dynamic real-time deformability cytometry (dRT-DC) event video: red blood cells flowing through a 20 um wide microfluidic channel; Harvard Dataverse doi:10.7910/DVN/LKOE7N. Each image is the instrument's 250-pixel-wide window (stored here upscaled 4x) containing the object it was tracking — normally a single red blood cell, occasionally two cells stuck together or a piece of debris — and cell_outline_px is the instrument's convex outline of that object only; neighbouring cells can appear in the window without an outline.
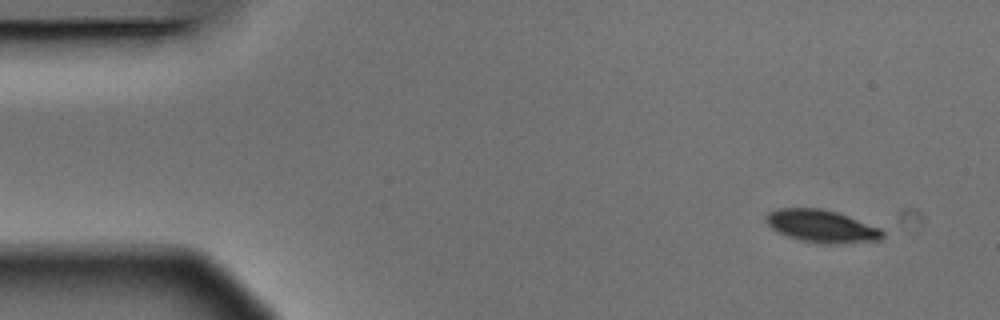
{"species": "Egyptian fruit bat (a non-hibernating species)", "species_latin": "Rousettus aegyptiacus", "temperature_condition": "warm", "stored_images_in_passage": 4, "camera_frame_rate_fps": 3000, "um_per_image_px": 0.085, "animal": {"sex": "male"}, "frame": {"image": 1, "passage_image": 1, "time_ms": 0.0, "image_size_px": [1000, 320], "cell_outline_px": [[884, 236], [880, 240], [840, 244], [816, 244], [800, 240], [788, 236], [772, 228], [764, 220], [764, 216], [768, 212], [776, 208], [820, 208], [836, 212], [848, 216], [880, 228], [884, 232]], "centroid_in_image_um": [69.83, 19.23], "position_along_channel_um": 15.2, "area_um2": 22.25}}
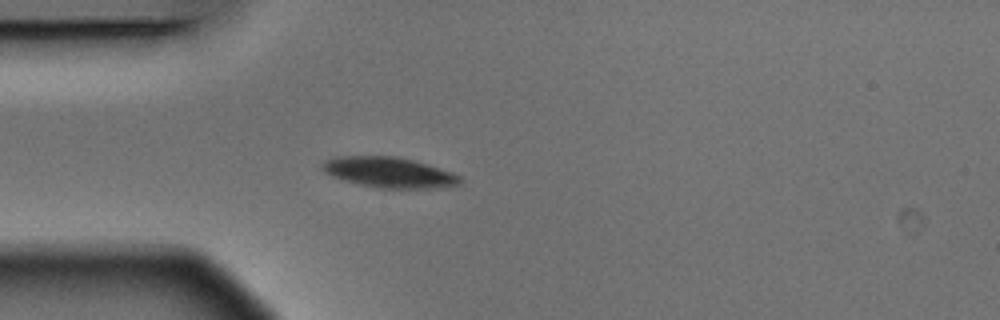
{"frame": {"image": 2, "passage_image": 4, "time_ms": 1.0, "image_size_px": [1000, 320], "cell_outline_px": [[464, 180], [460, 184], [440, 188], [376, 188], [344, 180], [332, 176], [324, 172], [320, 168], [320, 164], [324, 160], [336, 156], [396, 156], [412, 160], [452, 172], [460, 176]], "centroid_in_image_um": [33.05, 14.65], "position_along_channel_um": 52.0, "area_um2": 24.57}}